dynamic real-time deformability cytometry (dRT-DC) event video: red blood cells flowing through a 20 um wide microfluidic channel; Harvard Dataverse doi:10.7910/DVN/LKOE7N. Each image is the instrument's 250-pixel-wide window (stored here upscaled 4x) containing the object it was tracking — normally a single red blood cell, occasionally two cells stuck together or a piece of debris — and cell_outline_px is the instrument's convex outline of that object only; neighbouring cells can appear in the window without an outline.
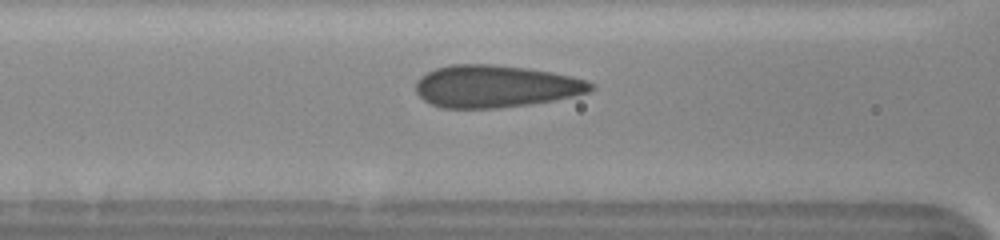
{"species": "human", "species_latin": "Homo sapiens", "temperature_condition": "cold", "stored_images_in_passage": 10, "camera_frame_rate_fps": 3000, "um_per_image_px": 0.085, "donor": {"sex": "female"}, "frame": {"image": 1, "passage_image": 9, "time_ms": 2.667, "image_size_px": [1000, 240], "cell_outline_px": [[596, 88], [588, 92], [572, 96], [552, 100], [528, 104], [496, 108], [444, 108], [432, 104], [424, 100], [416, 92], [416, 84], [420, 76], [436, 68], [452, 64], [492, 64], [524, 68], [552, 72], [584, 80], [596, 84]], "centroid_in_image_um": [42.1, 7.33], "position_along_channel_um": 124.5, "area_um2": 42.77}}